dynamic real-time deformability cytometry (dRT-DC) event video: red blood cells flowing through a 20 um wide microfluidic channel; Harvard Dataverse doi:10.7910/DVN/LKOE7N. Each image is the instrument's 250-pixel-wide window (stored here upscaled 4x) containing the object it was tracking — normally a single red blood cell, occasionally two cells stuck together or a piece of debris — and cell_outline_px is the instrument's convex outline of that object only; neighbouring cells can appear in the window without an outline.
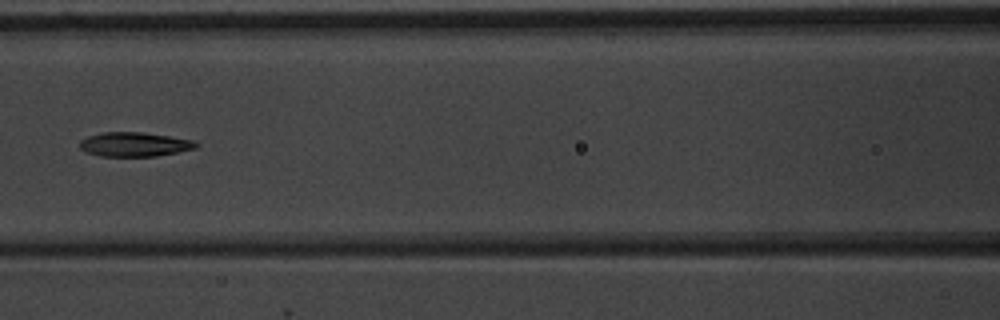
{"species": "common noctule bat (a hibernating species)", "species_latin": "Nyctalus noctula", "temperature_condition": "warm", "stored_images_in_passage": 7, "camera_frame_rate_fps": 3000, "um_per_image_px": 0.085, "animal": {"sex": "male", "body_mass_g": 20.1, "forearm_length_mm": 53.5}, "frame": {"image": 1, "passage_image": 7, "time_ms": 7.667, "image_size_px": [1000, 320], "cell_outline_px": [[200, 144], [196, 148], [156, 156], [100, 156], [88, 152], [80, 148], [80, 140], [88, 136], [104, 132], [140, 132], [196, 140]], "centroid_in_image_um": [11.46, 12.27], "position_along_channel_um": 155.1, "area_um2": 16.36}}